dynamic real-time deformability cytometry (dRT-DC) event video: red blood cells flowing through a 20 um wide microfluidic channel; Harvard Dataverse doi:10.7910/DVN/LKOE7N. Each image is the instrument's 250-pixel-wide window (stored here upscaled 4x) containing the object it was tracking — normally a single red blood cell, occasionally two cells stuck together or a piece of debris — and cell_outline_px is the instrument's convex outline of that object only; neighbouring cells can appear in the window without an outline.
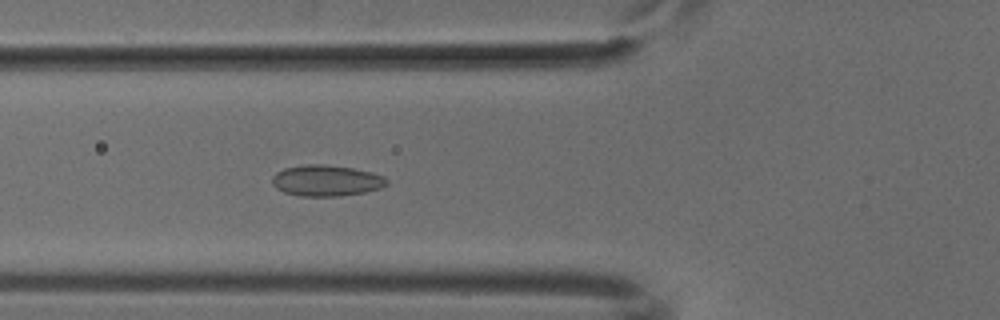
{"species": "common noctule bat (a hibernating species)", "species_latin": "Nyctalus noctula", "temperature_condition": "cold", "stored_images_in_passage": 46, "camera_frame_rate_fps": 3000, "um_per_image_px": 0.085, "animal": {"sex": "male", "body_mass_g": 18.8}, "frame": {"image": 1, "passage_image": 14, "time_ms": 4.333, "image_size_px": [1000, 320], "cell_outline_px": [[388, 184], [380, 188], [364, 192], [340, 196], [300, 196], [284, 192], [276, 188], [272, 184], [272, 176], [276, 172], [284, 168], [304, 164], [324, 164], [352, 168], [372, 172], [384, 176], [388, 180]], "centroid_in_image_um": [27.72, 15.34], "position_along_channel_um": 98.1, "area_um2": 20.87}}
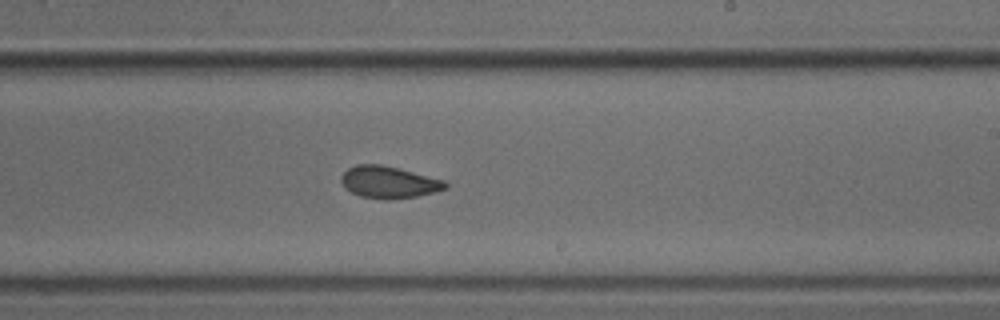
{"frame": {"image": 2, "passage_image": 26, "time_ms": 8.333, "image_size_px": [1000, 320], "cell_outline_px": [[448, 188], [416, 196], [392, 200], [380, 200], [360, 196], [352, 192], [340, 180], [340, 176], [348, 168], [356, 164], [380, 164], [400, 168], [444, 180], [448, 184]], "centroid_in_image_um": [33.05, 15.48], "position_along_channel_um": 256.0, "area_um2": 19.48}}
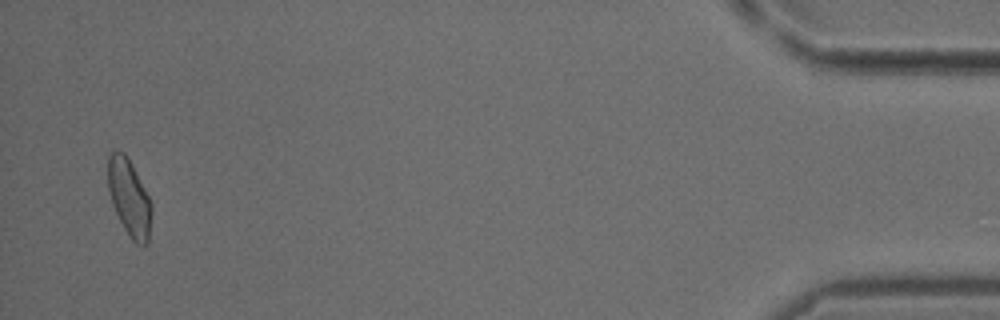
{"frame": {"image": 3, "passage_image": 45, "time_ms": 14.667, "image_size_px": [1000, 320], "cell_outline_px": [[152, 212], [148, 244], [144, 248], [136, 244], [132, 240], [124, 228], [112, 204], [108, 188], [108, 156], [112, 152], [124, 152], [132, 164], [152, 204]], "centroid_in_image_um": [11.0, 16.86], "position_along_channel_um": 424.2, "area_um2": 19.48}}